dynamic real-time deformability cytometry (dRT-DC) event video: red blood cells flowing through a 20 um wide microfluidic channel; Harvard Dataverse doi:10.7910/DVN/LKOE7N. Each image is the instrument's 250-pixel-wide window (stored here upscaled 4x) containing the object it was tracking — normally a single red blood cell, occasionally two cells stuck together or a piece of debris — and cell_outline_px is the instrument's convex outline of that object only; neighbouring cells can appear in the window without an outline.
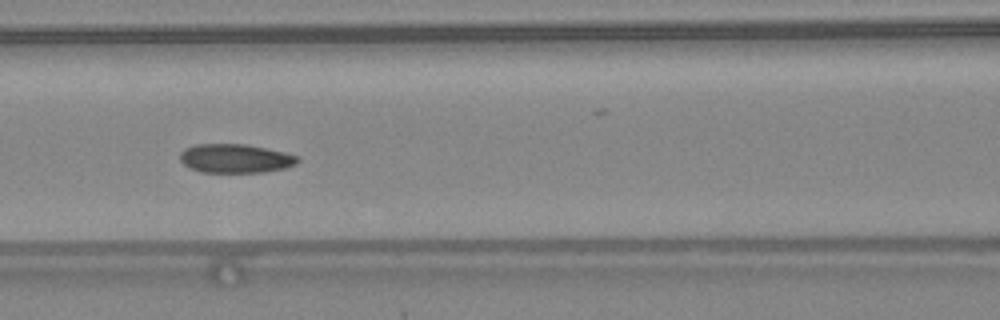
{"species": "common noctule bat (a hibernating species)", "species_latin": "Nyctalus noctula", "temperature_condition": "warm", "stored_images_in_passage": 49, "camera_frame_rate_fps": 3000, "um_per_image_px": 0.085, "animal": {"sex": "female", "body_mass_g": 24.6, "forearm_length_mm": 56.2}, "frame": {"image": 1, "passage_image": 22, "time_ms": 7.0, "image_size_px": [1000, 320], "cell_outline_px": [[300, 160], [296, 164], [284, 168], [264, 172], [200, 172], [188, 168], [180, 160], [180, 152], [184, 148], [196, 144], [244, 144], [284, 152], [300, 156]], "centroid_in_image_um": [19.99, 13.47], "position_along_channel_um": 146.6, "area_um2": 19.88}, "authors_computed_cell_mechanics": {"area_um2": 20.0566, "velocity_mm_per_s": 4.3498, "shape_relaxation_time_tau1_ms": 7.7315, "shape_relaxation_time_tau2_ms": 3.9788, "deformation_change_tau1": 0.153, "deformation_change_tau2": 0.0817}}